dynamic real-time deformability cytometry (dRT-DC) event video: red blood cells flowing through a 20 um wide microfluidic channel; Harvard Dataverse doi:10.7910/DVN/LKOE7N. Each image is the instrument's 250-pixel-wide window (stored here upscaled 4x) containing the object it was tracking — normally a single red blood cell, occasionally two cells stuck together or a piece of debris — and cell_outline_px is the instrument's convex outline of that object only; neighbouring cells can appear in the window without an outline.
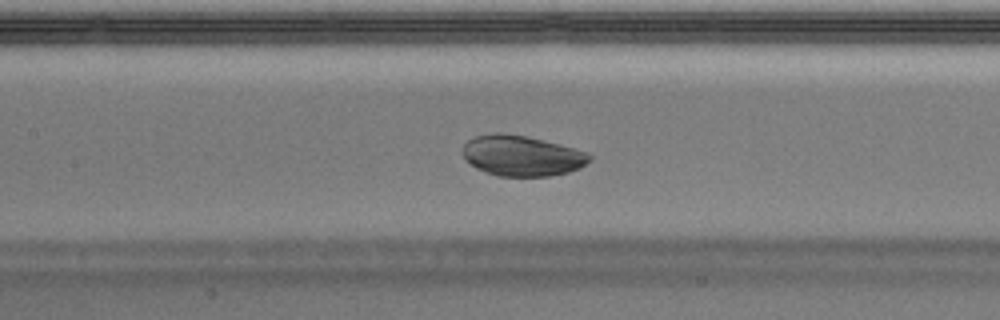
{"species": "Egyptian fruit bat (a non-hibernating species)", "species_latin": "Rousettus aegyptiacus", "temperature_condition": "warm", "stored_images_in_passage": 40, "camera_frame_rate_fps": 3000, "um_per_image_px": 0.085, "animal": {"sex": "male"}, "frame": {"image": 1, "passage_image": 13, "time_ms": 4.0, "image_size_px": [1000, 320], "cell_outline_px": [[592, 160], [580, 168], [568, 172], [548, 176], [496, 176], [484, 172], [476, 168], [460, 152], [464, 144], [468, 140], [476, 136], [492, 132], [500, 132], [524, 136], [588, 152], [592, 156]], "centroid_in_image_um": [44.33, 13.24], "position_along_channel_um": 163.1, "area_um2": 29.88}}
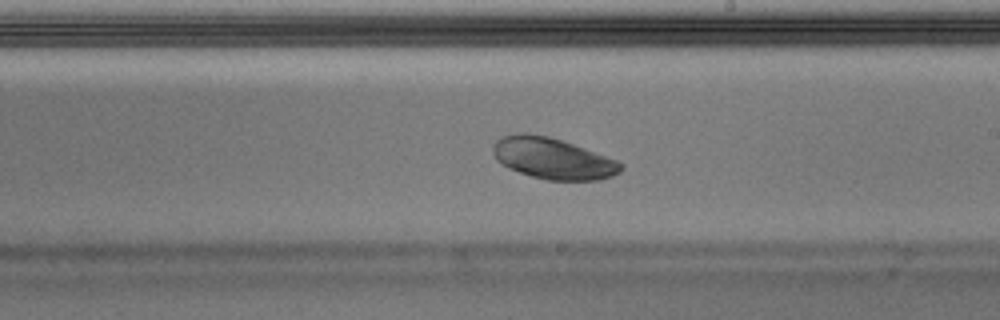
{"frame": {"image": 2, "passage_image": 19, "time_ms": 6.0, "image_size_px": [1000, 320], "cell_outline_px": [[624, 168], [620, 172], [612, 176], [600, 180], [544, 180], [508, 168], [496, 160], [492, 152], [492, 148], [496, 140], [500, 136], [516, 132], [528, 132], [548, 136], [584, 148], [616, 160], [624, 164]], "centroid_in_image_um": [46.95, 13.46], "position_along_channel_um": 242.1, "area_um2": 30.87}}
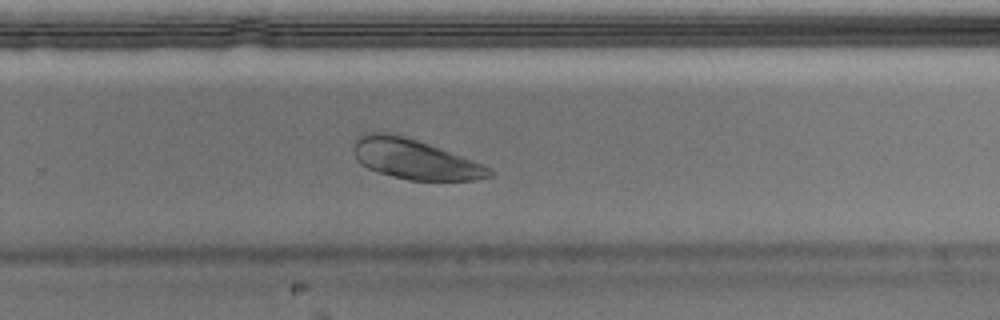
{"frame": {"image": 3, "passage_image": 23, "time_ms": 7.333, "image_size_px": [1000, 320], "cell_outline_px": [[496, 172], [492, 176], [476, 180], [408, 180], [392, 176], [368, 168], [360, 164], [356, 160], [352, 148], [356, 140], [364, 132], [392, 132], [428, 144], [484, 164]], "centroid_in_image_um": [35.24, 13.53], "position_along_channel_um": 294.6, "area_um2": 31.67}}